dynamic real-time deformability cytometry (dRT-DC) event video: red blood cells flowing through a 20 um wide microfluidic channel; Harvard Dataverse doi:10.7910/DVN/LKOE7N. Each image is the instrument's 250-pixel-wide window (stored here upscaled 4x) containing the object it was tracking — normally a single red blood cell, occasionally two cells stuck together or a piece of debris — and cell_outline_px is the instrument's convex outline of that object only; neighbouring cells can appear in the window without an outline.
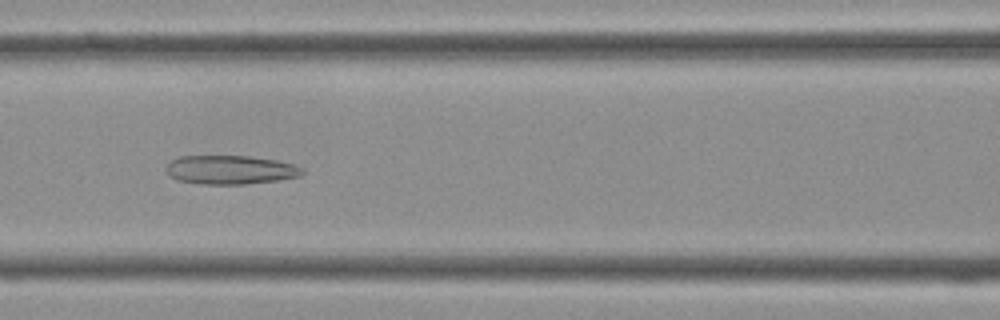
{"species": "Egyptian fruit bat (a non-hibernating species)", "species_latin": "Rousettus aegyptiacus", "temperature_condition": "cold", "stored_images_in_passage": 40, "camera_frame_rate_fps": 3000, "um_per_image_px": 0.085, "frame": {"image": 1, "passage_image": 17, "time_ms": 5.333, "image_size_px": [1000, 320], "cell_outline_px": [[304, 172], [300, 176], [276, 180], [244, 184], [200, 184], [176, 180], [168, 176], [164, 168], [168, 160], [180, 156], [248, 156], [276, 160], [292, 164], [304, 168]], "centroid_in_image_um": [19.5, 14.43], "position_along_channel_um": 147.1, "area_um2": 23.12}}
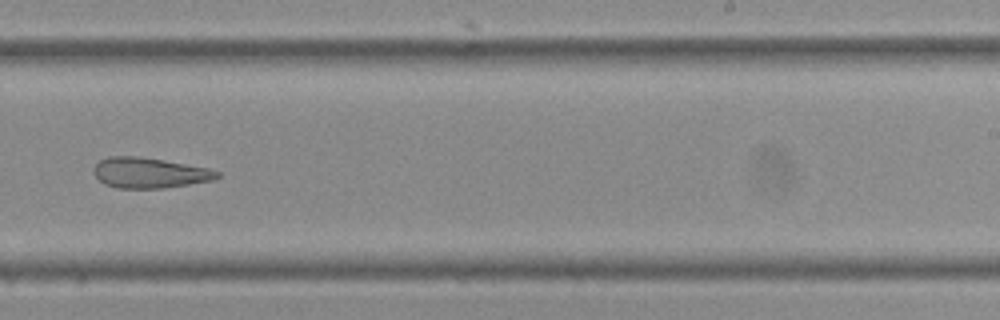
{"frame": {"image": 2, "passage_image": 25, "time_ms": 8.0, "image_size_px": [1000, 320], "cell_outline_px": [[220, 176], [212, 180], [164, 188], [116, 188], [104, 184], [92, 172], [92, 168], [100, 160], [108, 156], [136, 156], [164, 160], [208, 168], [220, 172]], "centroid_in_image_um": [12.67, 14.69], "position_along_channel_um": 276.3, "area_um2": 21.85}}
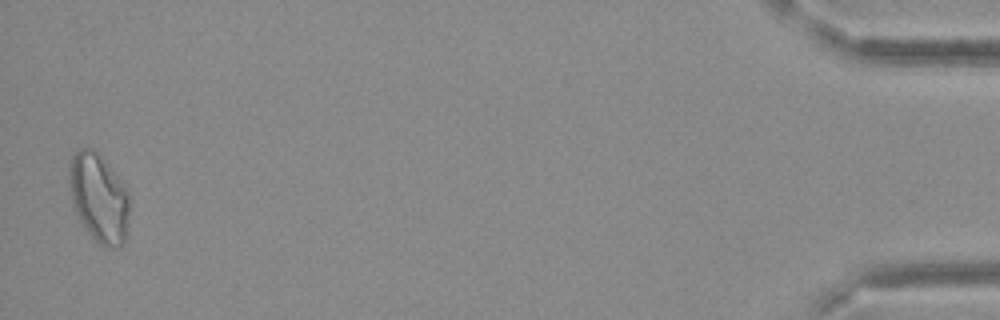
{"frame": {"image": 3, "passage_image": 40, "time_ms": 13.0, "image_size_px": [1000, 320], "cell_outline_px": [[128, 224], [124, 244], [116, 248], [108, 248], [100, 244], [88, 232], [72, 208], [68, 180], [68, 164], [72, 156], [80, 148], [92, 148], [104, 160], [128, 188]], "centroid_in_image_um": [8.38, 16.82], "position_along_channel_um": 426.8, "area_um2": 31.44}}